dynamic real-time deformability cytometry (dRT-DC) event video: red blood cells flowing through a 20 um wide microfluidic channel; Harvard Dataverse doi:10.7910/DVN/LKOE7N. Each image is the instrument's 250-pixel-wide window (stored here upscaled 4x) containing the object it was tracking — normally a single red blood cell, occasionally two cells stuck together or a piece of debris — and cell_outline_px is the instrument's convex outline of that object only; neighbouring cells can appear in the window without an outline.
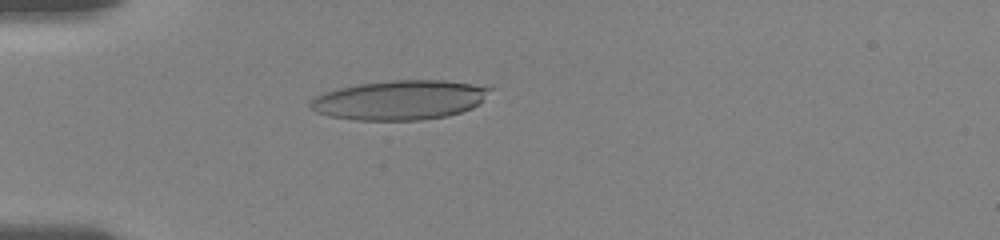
{"species": "human", "species_latin": "Homo sapiens", "temperature_condition": "room temperature", "stored_images_in_passage": 55, "camera_frame_rate_fps": 3000, "um_per_image_px": 0.085, "donor": {"sex": "female"}, "frame": {"image": 1, "passage_image": 16, "time_ms": 5.0, "image_size_px": [1000, 240], "cell_outline_px": [[492, 88], [472, 108], [448, 116], [420, 120], [356, 120], [328, 116], [316, 112], [308, 104], [316, 96], [324, 92], [336, 88], [356, 84], [392, 80], [444, 80], [472, 84]], "centroid_in_image_um": [33.91, 8.5], "position_along_channel_um": 51.1, "area_um2": 41.1}}
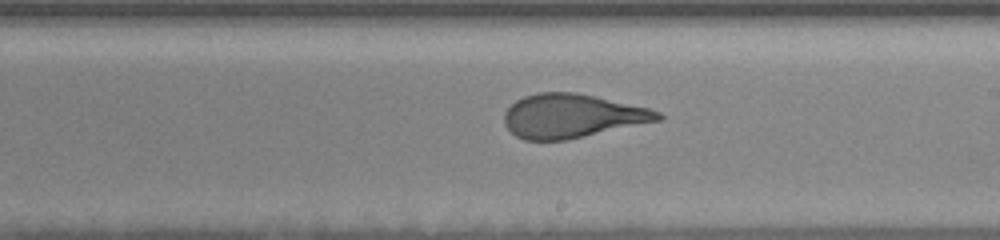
{"frame": {"image": 2, "passage_image": 33, "time_ms": 10.667, "image_size_px": [1000, 240], "cell_outline_px": [[664, 120], [568, 140], [524, 140], [516, 136], [504, 124], [504, 112], [516, 100], [524, 96], [540, 92], [576, 92], [648, 108], [660, 112], [664, 116]], "centroid_in_image_um": [48.65, 9.87], "position_along_channel_um": 240.4, "area_um2": 39.42}}
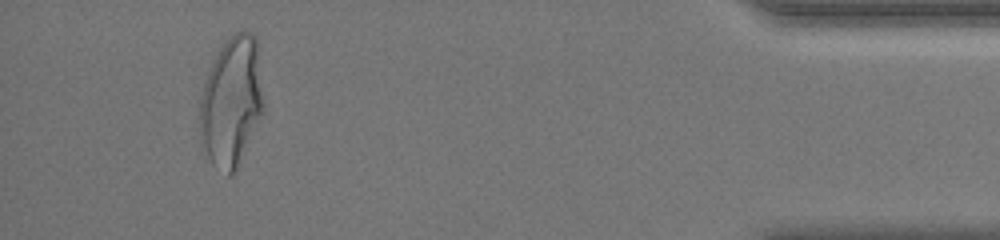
{"frame": {"image": 3, "passage_image": 52, "time_ms": 17.0, "image_size_px": [1000, 240], "cell_outline_px": [[264, 108], [232, 172], [228, 176], [216, 168], [200, 152], [200, 96], [208, 72], [220, 48], [236, 32], [252, 32], [256, 36], [264, 100]], "centroid_in_image_um": [19.64, 8.64], "position_along_channel_um": 415.6, "area_um2": 47.51}, "authors_computed_cell_mechanics": {"area_um2": 40.2866, "velocity_mm_per_s": 3.6295, "shape_relaxation_time_tau1_ms": 4.9819, "shape_relaxation_time_tau2_ms": 1.0221, "deformation_change_tau1": 0.2185, "deformation_change_tau2": 0.0928}}